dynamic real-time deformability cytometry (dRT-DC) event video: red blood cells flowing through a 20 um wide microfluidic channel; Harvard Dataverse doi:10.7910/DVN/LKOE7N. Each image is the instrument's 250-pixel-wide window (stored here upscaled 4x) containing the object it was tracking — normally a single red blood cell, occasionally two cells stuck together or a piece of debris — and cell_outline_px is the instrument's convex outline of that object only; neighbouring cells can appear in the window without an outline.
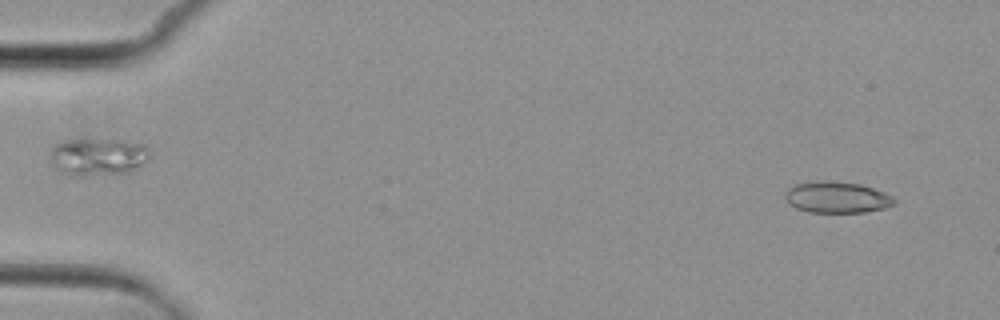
{"species": "common noctule bat (a hibernating species)", "species_latin": "Nyctalus noctula", "temperature_condition": "cold", "stored_images_in_passage": 5, "camera_frame_rate_fps": 3000, "um_per_image_px": 0.085, "animal": {"sex": "female", "body_mass_g": 29.2, "forearm_length_mm": 56.3}, "frame": {"image": 1, "passage_image": 1, "time_ms": 0.0, "image_size_px": [1000, 320], "cell_outline_px": [[896, 204], [884, 208], [864, 212], [808, 212], [796, 208], [788, 204], [784, 196], [784, 192], [788, 188], [796, 184], [820, 180], [824, 180], [860, 184], [884, 192], [892, 196], [896, 200]], "centroid_in_image_um": [71.11, 16.77], "position_along_channel_um": 13.9, "area_um2": 20.0}}
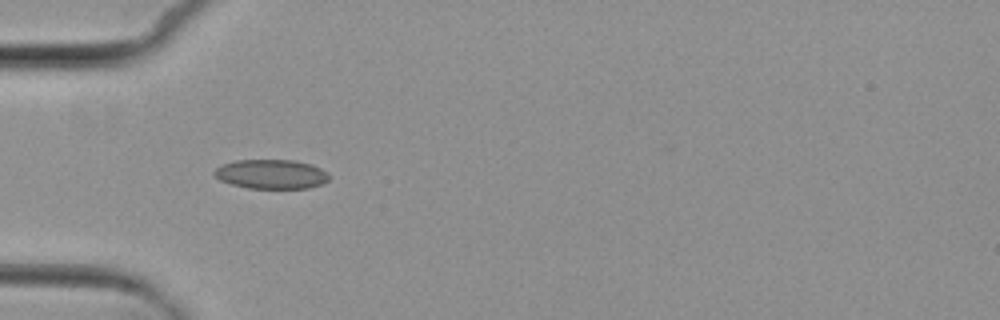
{"frame": {"image": 2, "passage_image": 4, "time_ms": 4.333, "image_size_px": [1000, 320], "cell_outline_px": [[328, 180], [320, 184], [308, 188], [248, 188], [232, 184], [220, 180], [212, 172], [220, 164], [236, 160], [292, 160], [312, 164], [328, 172]], "centroid_in_image_um": [23.04, 14.79], "position_along_channel_um": 62.0, "area_um2": 19.59}}
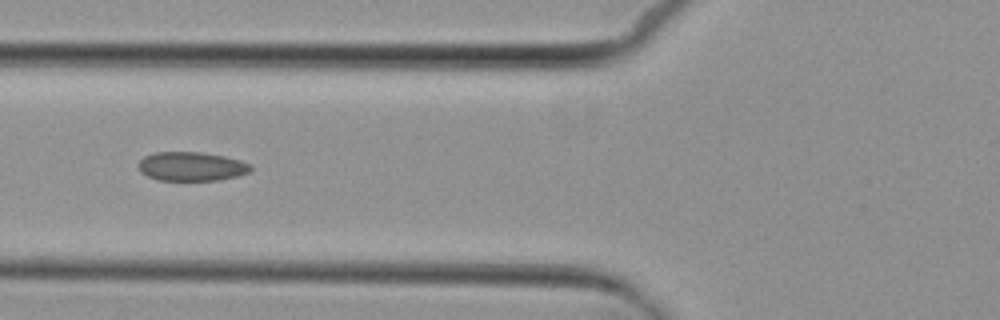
{"frame": {"image": 3, "passage_image": 5, "time_ms": 5.667, "image_size_px": [1000, 320], "cell_outline_px": [[252, 168], [248, 172], [236, 176], [220, 180], [156, 180], [140, 172], [140, 160], [144, 156], [156, 152], [200, 152], [224, 156], [240, 160], [252, 164]], "centroid_in_image_um": [16.29, 14.14], "position_along_channel_um": 109.5, "area_um2": 18.9}}